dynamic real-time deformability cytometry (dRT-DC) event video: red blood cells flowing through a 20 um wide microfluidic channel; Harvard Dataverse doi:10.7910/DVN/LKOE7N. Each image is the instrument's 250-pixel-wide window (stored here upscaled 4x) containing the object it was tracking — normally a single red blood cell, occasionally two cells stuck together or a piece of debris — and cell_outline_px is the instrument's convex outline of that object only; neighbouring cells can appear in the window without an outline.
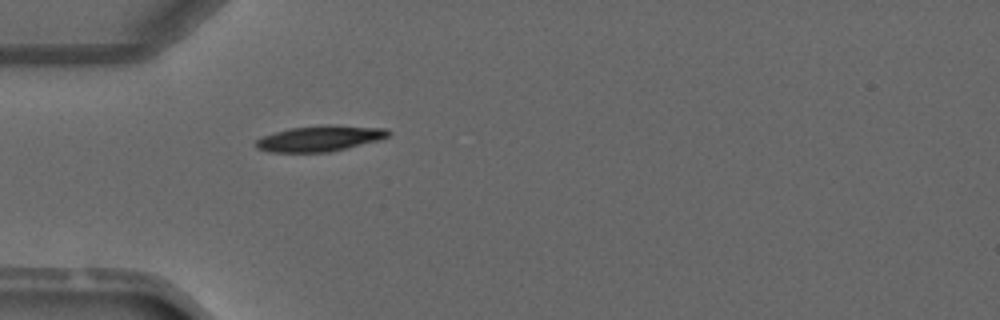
{"species": "common noctule bat (a hibernating species)", "species_latin": "Nyctalus noctula", "temperature_condition": "warm", "stored_images_in_passage": 1, "camera_frame_rate_fps": 3000, "um_per_image_px": 0.085, "animal": {"sex": "male", "forearm_length_mm": 52.5}, "frame": {"image": 1, "passage_image": 1, "time_ms": 0.0, "image_size_px": [1000, 320], "cell_outline_px": [[392, 132], [388, 136], [380, 140], [328, 152], [268, 152], [256, 148], [256, 140], [264, 136], [276, 132], [292, 128], [324, 124], [328, 124], [388, 128]], "centroid_in_image_um": [27.23, 11.76], "position_along_channel_um": 57.8, "area_um2": 19.88}}